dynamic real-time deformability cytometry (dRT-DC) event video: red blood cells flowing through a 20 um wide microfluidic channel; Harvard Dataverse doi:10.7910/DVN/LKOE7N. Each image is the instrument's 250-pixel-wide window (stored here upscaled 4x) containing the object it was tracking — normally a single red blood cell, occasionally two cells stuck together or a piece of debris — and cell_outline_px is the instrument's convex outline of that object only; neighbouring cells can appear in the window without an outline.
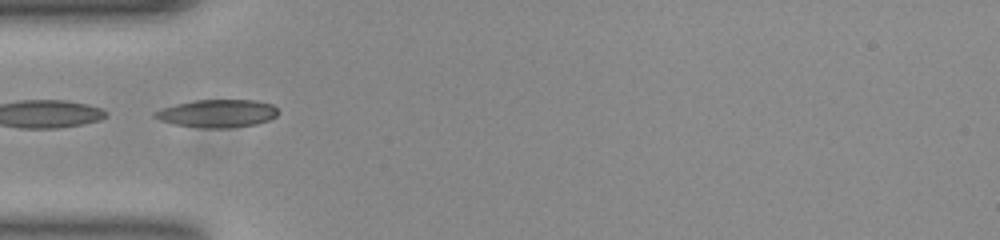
{"species": "common noctule bat (a hibernating species)", "species_latin": "Nyctalus noctula", "temperature_condition": "room temperature", "stored_images_in_passage": 36, "camera_frame_rate_fps": 3000, "um_per_image_px": 0.085, "animal": {"sex": "female", "body_mass_g": 23.0, "forearm_length_mm": 53.4}, "frame": {"image": 1, "passage_image": 1, "time_ms": 0.0, "image_size_px": [1000, 240], "cell_outline_px": [[280, 112], [276, 116], [268, 120], [256, 124], [228, 128], [204, 128], [172, 124], [160, 120], [152, 116], [152, 112], [160, 108], [176, 104], [196, 100], [256, 100], [272, 104]], "centroid_in_image_um": [18.45, 9.64], "position_along_channel_um": 66.6, "area_um2": 20.17}, "authors_computed_cell_mechanics": {"area_um2": 18.496, "velocity_mm_per_s": 3.8944, "shape_relaxation_time_tau1_ms": 6.9191, "shape_relaxation_time_tau2_ms": 3.759, "deformation_change_tau1": 0.2048, "deformation_change_tau2": 0.087}}